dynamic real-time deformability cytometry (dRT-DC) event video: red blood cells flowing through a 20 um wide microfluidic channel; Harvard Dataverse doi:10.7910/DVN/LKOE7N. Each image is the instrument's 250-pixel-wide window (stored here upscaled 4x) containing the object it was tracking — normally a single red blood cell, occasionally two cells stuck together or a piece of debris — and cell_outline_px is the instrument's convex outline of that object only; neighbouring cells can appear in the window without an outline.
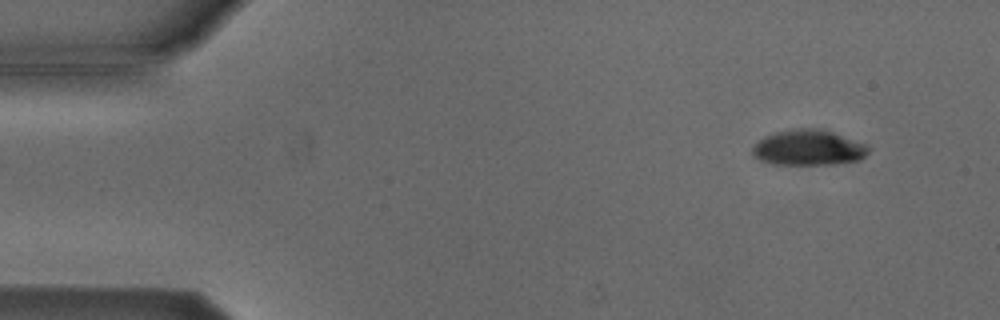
{"species": "Egyptian fruit bat (a non-hibernating species)", "species_latin": "Rousettus aegyptiacus", "temperature_condition": "cold", "stored_images_in_passage": 49, "camera_frame_rate_fps": 3000, "um_per_image_px": 0.085, "animal": {"sex": "male"}, "frame": {"image": 1, "passage_image": 1, "time_ms": 0.0, "image_size_px": [1000, 320], "cell_outline_px": [[868, 152], [860, 160], [836, 164], [772, 164], [760, 160], [752, 156], [752, 148], [764, 136], [776, 132], [792, 128], [820, 128], [832, 132], [864, 144], [868, 148]], "centroid_in_image_um": [68.68, 12.55], "position_along_channel_um": 16.3, "area_um2": 23.87}}
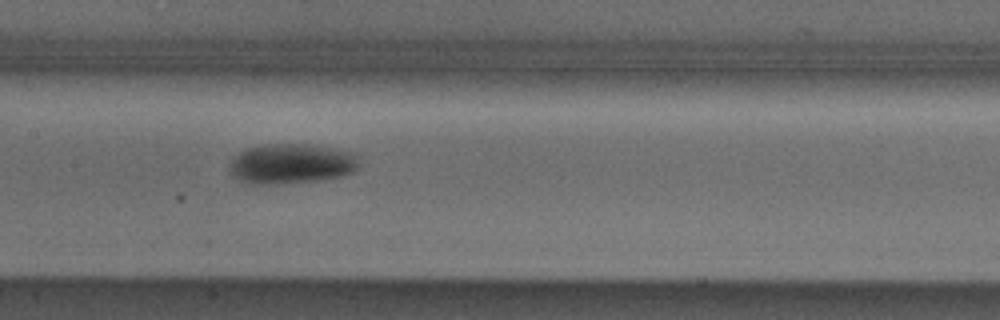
{"frame": {"image": 2, "passage_image": 22, "time_ms": 7.0, "image_size_px": [1000, 320], "cell_outline_px": [[360, 156], [356, 168], [352, 172], [340, 176], [320, 180], [280, 184], [248, 184], [232, 176], [228, 172], [228, 164], [244, 148], [268, 144], [312, 144], [348, 152]], "centroid_in_image_um": [24.7, 13.92], "position_along_channel_um": 182.7, "area_um2": 30.4}}
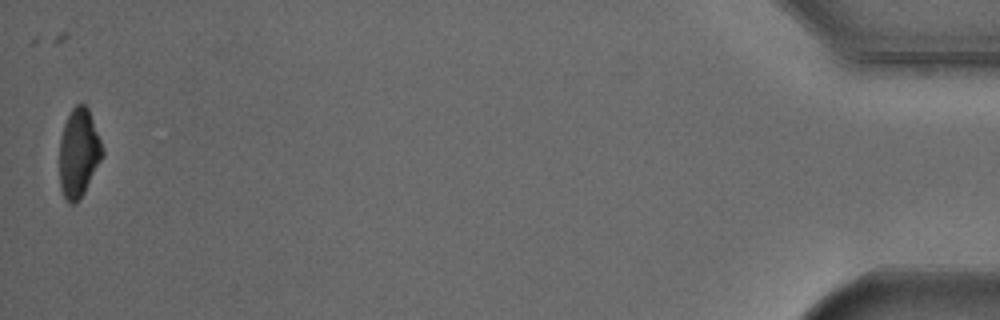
{"frame": {"image": 3, "passage_image": 49, "time_ms": 16.0, "image_size_px": [1000, 320], "cell_outline_px": [[104, 156], [84, 192], [72, 204], [68, 204], [60, 188], [60, 140], [64, 124], [72, 108], [80, 100], [88, 108], [104, 148]], "centroid_in_image_um": [6.71, 12.97], "position_along_channel_um": 428.5, "area_um2": 22.2}, "authors_computed_cell_mechanics": {"area_um2": 26.1256, "velocity_mm_per_s": 3.8321, "shape_relaxation_time_tau1_ms": 2.4432, "shape_relaxation_time_tau2_ms": null, "deformation_change_tau1": 0.0905, "deformation_change_tau2": null}}